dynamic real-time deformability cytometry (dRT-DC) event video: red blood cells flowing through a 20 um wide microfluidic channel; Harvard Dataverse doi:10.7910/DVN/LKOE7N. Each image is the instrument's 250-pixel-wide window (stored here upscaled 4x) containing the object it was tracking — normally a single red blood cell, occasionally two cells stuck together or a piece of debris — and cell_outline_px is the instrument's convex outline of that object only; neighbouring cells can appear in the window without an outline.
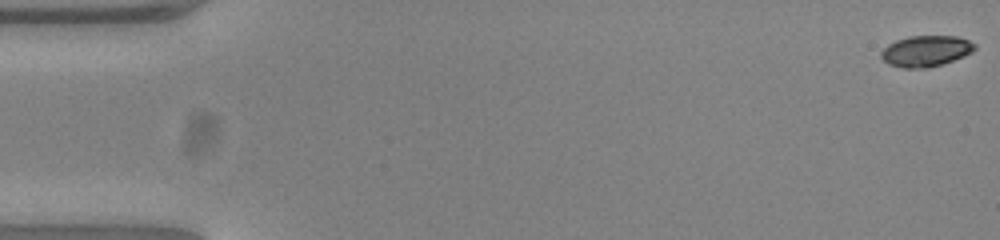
{"species": "common noctule bat (a hibernating species)", "species_latin": "Nyctalus noctula", "temperature_condition": "warm", "stored_images_in_passage": 53, "camera_frame_rate_fps": 3000, "um_per_image_px": 0.085, "animal": {"sex": "female", "body_mass_g": 23.0, "forearm_length_mm": 53.4}, "frame": {"image": 1, "passage_image": 1, "time_ms": 0.0, "image_size_px": [1000, 240], "cell_outline_px": [[976, 48], [972, 52], [964, 56], [928, 68], [904, 68], [888, 64], [880, 56], [880, 52], [888, 44], [896, 40], [908, 36], [956, 36], [968, 40], [976, 44]], "centroid_in_image_um": [78.69, 4.33], "position_along_channel_um": 6.3, "area_um2": 16.88}}
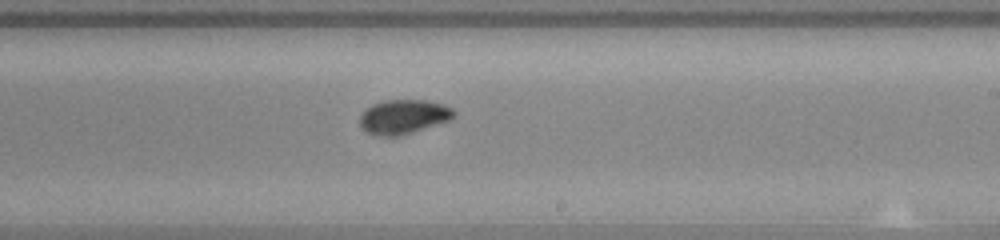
{"frame": {"image": 2, "passage_image": 32, "time_ms": 10.333, "image_size_px": [1000, 240], "cell_outline_px": [[456, 116], [452, 120], [400, 136], [380, 136], [368, 132], [360, 124], [360, 116], [364, 108], [372, 104], [384, 100], [424, 100], [444, 104], [452, 108], [456, 112]], "centroid_in_image_um": [34.33, 9.91], "position_along_channel_um": 254.7, "area_um2": 19.02}}
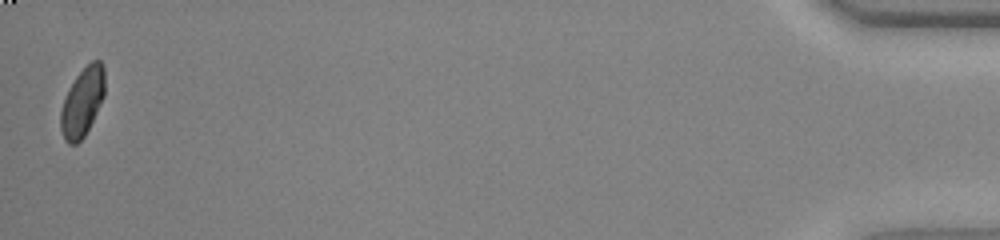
{"frame": {"image": 3, "passage_image": 53, "time_ms": 17.333, "image_size_px": [1000, 240], "cell_outline_px": [[104, 96], [84, 136], [76, 144], [68, 144], [64, 140], [60, 128], [60, 112], [68, 88], [76, 76], [92, 60], [100, 60], [104, 64]], "centroid_in_image_um": [6.99, 8.67], "position_along_channel_um": 428.2, "area_um2": 17.51}, "authors_computed_cell_mechanics": {"area_um2": 18.3226, "velocity_mm_per_s": 3.8642, "shape_relaxation_time_tau1_ms": 6.7892, "shape_relaxation_time_tau2_ms": 1.6757, "deformation_change_tau1": 0.1755, "deformation_change_tau2": 0.0338}}